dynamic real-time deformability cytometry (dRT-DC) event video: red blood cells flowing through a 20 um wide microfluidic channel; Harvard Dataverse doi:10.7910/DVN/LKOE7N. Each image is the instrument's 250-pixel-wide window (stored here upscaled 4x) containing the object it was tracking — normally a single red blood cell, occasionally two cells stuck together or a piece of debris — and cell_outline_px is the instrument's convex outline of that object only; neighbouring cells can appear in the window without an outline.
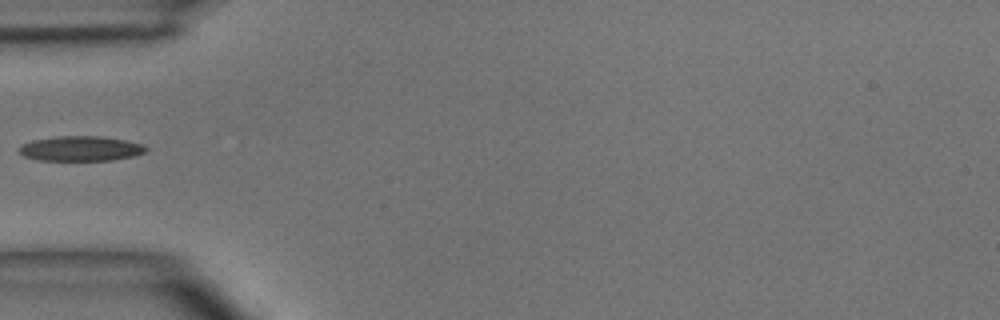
{"species": "common noctule bat (a hibernating species)", "species_latin": "Nyctalus noctula", "temperature_condition": "room temperature", "stored_images_in_passage": 1, "camera_frame_rate_fps": 3000, "um_per_image_px": 0.085, "animal": {"sex": "male", "body_mass_g": 15.6}, "frame": {"image": 1, "passage_image": 1, "time_ms": 0.0, "image_size_px": [1000, 320], "cell_outline_px": [[148, 148], [144, 152], [136, 156], [112, 160], [40, 160], [24, 156], [16, 148], [32, 140], [56, 136], [100, 136], [124, 140], [144, 144]], "centroid_in_image_um": [6.88, 12.62], "position_along_channel_um": 78.1, "area_um2": 18.44}}